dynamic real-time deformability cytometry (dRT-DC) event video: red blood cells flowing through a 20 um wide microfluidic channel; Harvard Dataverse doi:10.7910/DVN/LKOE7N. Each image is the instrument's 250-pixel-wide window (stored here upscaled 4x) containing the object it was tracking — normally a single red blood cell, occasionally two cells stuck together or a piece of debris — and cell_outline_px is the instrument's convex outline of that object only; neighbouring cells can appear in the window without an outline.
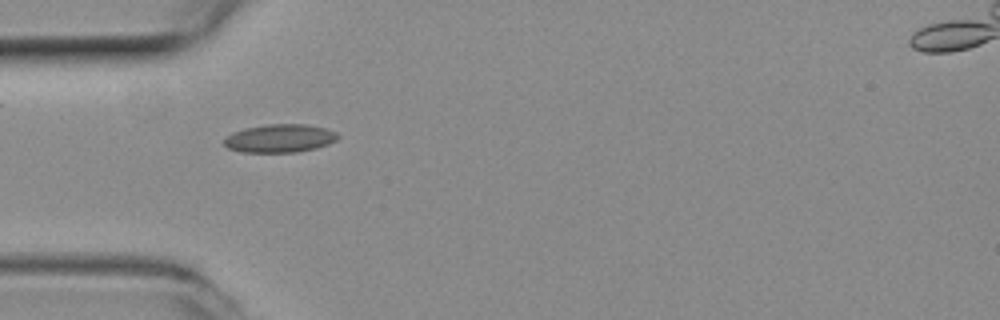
{"species": "common noctule bat (a hibernating species)", "species_latin": "Nyctalus noctula", "temperature_condition": "room temperature", "stored_images_in_passage": 33, "camera_frame_rate_fps": 3000, "um_per_image_px": 0.085, "animal": {"sex": "female", "body_mass_g": 19.3, "forearm_length_mm": 54.1}, "frame": {"image": 1, "passage_image": 1, "time_ms": 0.0, "image_size_px": [1000, 320], "cell_outline_px": [[340, 136], [336, 140], [328, 144], [316, 148], [296, 152], [240, 152], [228, 148], [224, 144], [224, 140], [232, 132], [244, 128], [268, 124], [308, 124], [324, 128], [336, 132]], "centroid_in_image_um": [23.78, 11.75], "position_along_channel_um": 61.2, "area_um2": 18.73}}
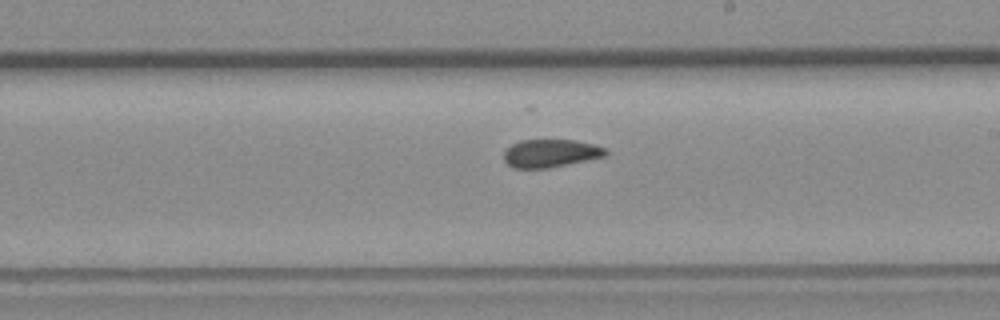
{"frame": {"image": 2, "passage_image": 15, "time_ms": 4.667, "image_size_px": [1000, 320], "cell_outline_px": [[608, 156], [548, 168], [512, 168], [504, 160], [504, 152], [512, 144], [520, 140], [576, 140], [608, 148]], "centroid_in_image_um": [46.84, 13.03], "position_along_channel_um": 242.2, "area_um2": 16.7}}
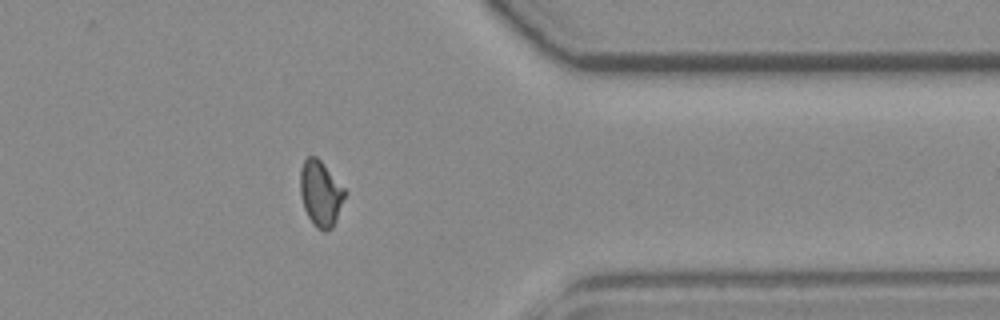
{"frame": {"image": 3, "passage_image": 28, "time_ms": 9.0, "image_size_px": [1000, 320], "cell_outline_px": [[348, 192], [336, 220], [332, 228], [324, 232], [316, 228], [312, 224], [304, 208], [300, 196], [300, 168], [304, 160], [308, 156], [316, 156], [320, 160]], "centroid_in_image_um": [27.25, 16.46], "position_along_channel_um": 384.1, "area_um2": 17.28}, "authors_computed_cell_mechanics": {"area_um2": 17.051, "velocity_mm_per_s": 3.8973, "shape_relaxation_time_tau1_ms": null, "shape_relaxation_time_tau2_ms": 1.4713, "deformation_change_tau1": null, "deformation_change_tau2": 0.0732}}